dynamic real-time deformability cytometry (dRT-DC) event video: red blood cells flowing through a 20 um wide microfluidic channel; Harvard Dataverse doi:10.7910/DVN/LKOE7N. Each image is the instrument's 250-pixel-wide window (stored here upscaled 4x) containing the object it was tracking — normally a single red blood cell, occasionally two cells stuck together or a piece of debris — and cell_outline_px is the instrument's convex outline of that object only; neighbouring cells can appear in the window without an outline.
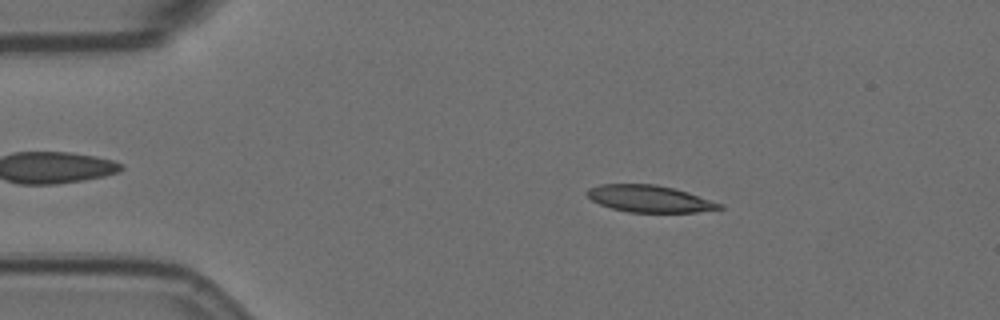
{"species": "Egyptian fruit bat (a non-hibernating species)", "species_latin": "Rousettus aegyptiacus", "temperature_condition": "room temperature", "stored_images_in_passage": 48, "camera_frame_rate_fps": 3000, "um_per_image_px": 0.085, "animal": {"sex": "female"}, "frame": {"image": 1, "passage_image": 9, "time_ms": 2.667, "image_size_px": [1000, 320], "cell_outline_px": [[724, 208], [696, 212], [628, 212], [612, 208], [600, 204], [592, 200], [584, 192], [588, 188], [600, 184], [656, 184], [688, 192], [724, 204]], "centroid_in_image_um": [55.21, 16.89], "position_along_channel_um": 29.8, "area_um2": 20.75}}
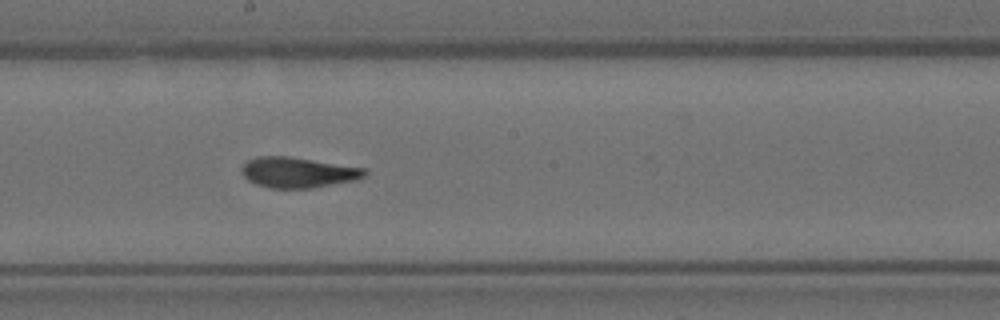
{"frame": {"image": 2, "passage_image": 30, "time_ms": 9.667, "image_size_px": [1000, 320], "cell_outline_px": [[368, 176], [356, 180], [312, 188], [268, 188], [256, 184], [248, 180], [240, 172], [240, 168], [248, 160], [256, 156], [288, 156], [368, 168]], "centroid_in_image_um": [25.36, 14.65], "position_along_channel_um": 222.8, "area_um2": 22.2}}
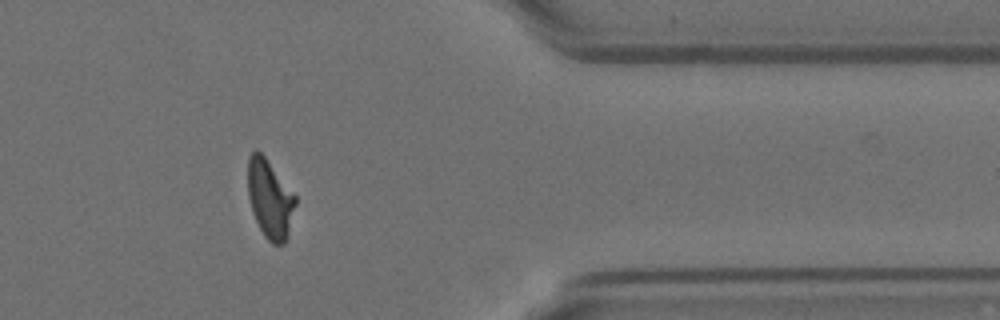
{"frame": {"image": 3, "passage_image": 46, "time_ms": 15.0, "image_size_px": [1000, 320], "cell_outline_px": [[296, 204], [288, 236], [284, 244], [272, 244], [264, 236], [252, 212], [248, 196], [248, 156], [256, 148], [264, 156], [296, 196]], "centroid_in_image_um": [22.94, 16.92], "position_along_channel_um": 388.5, "area_um2": 21.73}, "authors_computed_cell_mechanics": {"area_um2": 21.9351, "velocity_mm_per_s": 3.4937, "shape_relaxation_time_tau1_ms": 5.4165, "shape_relaxation_time_tau2_ms": 1.4037, "deformation_change_tau1": 0.1999, "deformation_change_tau2": 0.0884}}